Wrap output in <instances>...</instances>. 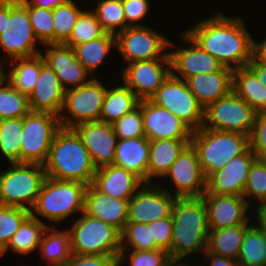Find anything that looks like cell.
Returning <instances> with one entry per match:
<instances>
[{"mask_svg": "<svg viewBox=\"0 0 266 266\" xmlns=\"http://www.w3.org/2000/svg\"><path fill=\"white\" fill-rule=\"evenodd\" d=\"M204 256V261L208 260L207 262L209 263V266H241L238 262V260H234L228 257H224V256H219L216 254H213L207 250H205L203 252ZM198 266H205V264L203 265H199Z\"/></svg>", "mask_w": 266, "mask_h": 266, "instance_id": "f5cc1de1", "label": "cell"}, {"mask_svg": "<svg viewBox=\"0 0 266 266\" xmlns=\"http://www.w3.org/2000/svg\"><path fill=\"white\" fill-rule=\"evenodd\" d=\"M19 1L28 2L31 6L52 10L57 6L64 4L67 0H19Z\"/></svg>", "mask_w": 266, "mask_h": 266, "instance_id": "11a10c76", "label": "cell"}, {"mask_svg": "<svg viewBox=\"0 0 266 266\" xmlns=\"http://www.w3.org/2000/svg\"><path fill=\"white\" fill-rule=\"evenodd\" d=\"M128 203L103 194L90 184L85 192L84 213L113 225L121 232L128 222Z\"/></svg>", "mask_w": 266, "mask_h": 266, "instance_id": "d4e9b609", "label": "cell"}, {"mask_svg": "<svg viewBox=\"0 0 266 266\" xmlns=\"http://www.w3.org/2000/svg\"><path fill=\"white\" fill-rule=\"evenodd\" d=\"M201 197L207 210L209 230L255 222L251 220L254 215H249L254 214V210L242 196L203 194Z\"/></svg>", "mask_w": 266, "mask_h": 266, "instance_id": "d6986e66", "label": "cell"}, {"mask_svg": "<svg viewBox=\"0 0 266 266\" xmlns=\"http://www.w3.org/2000/svg\"><path fill=\"white\" fill-rule=\"evenodd\" d=\"M6 26V0H0V35L5 31Z\"/></svg>", "mask_w": 266, "mask_h": 266, "instance_id": "680465c9", "label": "cell"}, {"mask_svg": "<svg viewBox=\"0 0 266 266\" xmlns=\"http://www.w3.org/2000/svg\"><path fill=\"white\" fill-rule=\"evenodd\" d=\"M173 234L171 260L182 262L207 249L209 227L202 197L176 198L171 214Z\"/></svg>", "mask_w": 266, "mask_h": 266, "instance_id": "7a4b0ae2", "label": "cell"}, {"mask_svg": "<svg viewBox=\"0 0 266 266\" xmlns=\"http://www.w3.org/2000/svg\"><path fill=\"white\" fill-rule=\"evenodd\" d=\"M243 197L253 210L266 206V166L260 159L251 165Z\"/></svg>", "mask_w": 266, "mask_h": 266, "instance_id": "60d3db41", "label": "cell"}, {"mask_svg": "<svg viewBox=\"0 0 266 266\" xmlns=\"http://www.w3.org/2000/svg\"><path fill=\"white\" fill-rule=\"evenodd\" d=\"M232 90L257 113L266 112V88L247 66L233 70Z\"/></svg>", "mask_w": 266, "mask_h": 266, "instance_id": "1f68e13d", "label": "cell"}, {"mask_svg": "<svg viewBox=\"0 0 266 266\" xmlns=\"http://www.w3.org/2000/svg\"><path fill=\"white\" fill-rule=\"evenodd\" d=\"M112 49H116V36L111 33L73 47L76 58L91 75L104 64Z\"/></svg>", "mask_w": 266, "mask_h": 266, "instance_id": "e575fe53", "label": "cell"}, {"mask_svg": "<svg viewBox=\"0 0 266 266\" xmlns=\"http://www.w3.org/2000/svg\"><path fill=\"white\" fill-rule=\"evenodd\" d=\"M65 90L58 76L47 65L41 66L39 78L28 96L31 112H49L60 115L64 103Z\"/></svg>", "mask_w": 266, "mask_h": 266, "instance_id": "cb8c5ba5", "label": "cell"}, {"mask_svg": "<svg viewBox=\"0 0 266 266\" xmlns=\"http://www.w3.org/2000/svg\"><path fill=\"white\" fill-rule=\"evenodd\" d=\"M46 177L41 164L11 163L0 171V205L31 210Z\"/></svg>", "mask_w": 266, "mask_h": 266, "instance_id": "52a82bcc", "label": "cell"}, {"mask_svg": "<svg viewBox=\"0 0 266 266\" xmlns=\"http://www.w3.org/2000/svg\"><path fill=\"white\" fill-rule=\"evenodd\" d=\"M42 46L34 35L27 8L19 0H6V26L0 35V48L5 59L39 55Z\"/></svg>", "mask_w": 266, "mask_h": 266, "instance_id": "ba28073f", "label": "cell"}, {"mask_svg": "<svg viewBox=\"0 0 266 266\" xmlns=\"http://www.w3.org/2000/svg\"><path fill=\"white\" fill-rule=\"evenodd\" d=\"M245 23L240 16L229 17L219 10L184 32L225 67L234 70L246 67L252 60L253 36Z\"/></svg>", "mask_w": 266, "mask_h": 266, "instance_id": "6da1fadb", "label": "cell"}, {"mask_svg": "<svg viewBox=\"0 0 266 266\" xmlns=\"http://www.w3.org/2000/svg\"><path fill=\"white\" fill-rule=\"evenodd\" d=\"M123 83L140 100L149 99L171 74L170 59H153L126 64L119 72Z\"/></svg>", "mask_w": 266, "mask_h": 266, "instance_id": "e0dca14e", "label": "cell"}, {"mask_svg": "<svg viewBox=\"0 0 266 266\" xmlns=\"http://www.w3.org/2000/svg\"><path fill=\"white\" fill-rule=\"evenodd\" d=\"M163 178L173 183L166 191L177 198L201 197L206 192V177L191 144L181 152Z\"/></svg>", "mask_w": 266, "mask_h": 266, "instance_id": "9a60e30c", "label": "cell"}, {"mask_svg": "<svg viewBox=\"0 0 266 266\" xmlns=\"http://www.w3.org/2000/svg\"><path fill=\"white\" fill-rule=\"evenodd\" d=\"M106 31L95 14L87 8L80 14L69 39L64 43L72 48L78 44L102 37Z\"/></svg>", "mask_w": 266, "mask_h": 266, "instance_id": "7bdbcfd3", "label": "cell"}, {"mask_svg": "<svg viewBox=\"0 0 266 266\" xmlns=\"http://www.w3.org/2000/svg\"><path fill=\"white\" fill-rule=\"evenodd\" d=\"M30 216V210L0 205V245L6 249L21 224Z\"/></svg>", "mask_w": 266, "mask_h": 266, "instance_id": "f6af8a7d", "label": "cell"}, {"mask_svg": "<svg viewBox=\"0 0 266 266\" xmlns=\"http://www.w3.org/2000/svg\"><path fill=\"white\" fill-rule=\"evenodd\" d=\"M23 117L0 120V152L11 163H21Z\"/></svg>", "mask_w": 266, "mask_h": 266, "instance_id": "8d00e7d4", "label": "cell"}, {"mask_svg": "<svg viewBox=\"0 0 266 266\" xmlns=\"http://www.w3.org/2000/svg\"><path fill=\"white\" fill-rule=\"evenodd\" d=\"M54 226L49 225L45 230L38 251L48 265L62 266L72 256L69 230Z\"/></svg>", "mask_w": 266, "mask_h": 266, "instance_id": "d6a6232c", "label": "cell"}, {"mask_svg": "<svg viewBox=\"0 0 266 266\" xmlns=\"http://www.w3.org/2000/svg\"><path fill=\"white\" fill-rule=\"evenodd\" d=\"M252 58L261 65H266V38L257 42L253 38Z\"/></svg>", "mask_w": 266, "mask_h": 266, "instance_id": "db71d44e", "label": "cell"}, {"mask_svg": "<svg viewBox=\"0 0 266 266\" xmlns=\"http://www.w3.org/2000/svg\"><path fill=\"white\" fill-rule=\"evenodd\" d=\"M191 140L159 139L150 141L149 161L147 169V183L156 177L162 180L181 152L190 144ZM162 177V178H161Z\"/></svg>", "mask_w": 266, "mask_h": 266, "instance_id": "83f0119b", "label": "cell"}, {"mask_svg": "<svg viewBox=\"0 0 266 266\" xmlns=\"http://www.w3.org/2000/svg\"><path fill=\"white\" fill-rule=\"evenodd\" d=\"M30 112L29 98L5 80L0 84V120L24 117Z\"/></svg>", "mask_w": 266, "mask_h": 266, "instance_id": "ab89813d", "label": "cell"}, {"mask_svg": "<svg viewBox=\"0 0 266 266\" xmlns=\"http://www.w3.org/2000/svg\"><path fill=\"white\" fill-rule=\"evenodd\" d=\"M254 223L251 222L224 229L209 230L206 250L219 256L237 260L244 236Z\"/></svg>", "mask_w": 266, "mask_h": 266, "instance_id": "f546056e", "label": "cell"}, {"mask_svg": "<svg viewBox=\"0 0 266 266\" xmlns=\"http://www.w3.org/2000/svg\"><path fill=\"white\" fill-rule=\"evenodd\" d=\"M106 90V84L93 77L88 83L65 91L59 115L61 127L73 128L83 122L100 121Z\"/></svg>", "mask_w": 266, "mask_h": 266, "instance_id": "9c48e42d", "label": "cell"}, {"mask_svg": "<svg viewBox=\"0 0 266 266\" xmlns=\"http://www.w3.org/2000/svg\"><path fill=\"white\" fill-rule=\"evenodd\" d=\"M150 140L147 137L118 139L114 163L147 183Z\"/></svg>", "mask_w": 266, "mask_h": 266, "instance_id": "4316f807", "label": "cell"}, {"mask_svg": "<svg viewBox=\"0 0 266 266\" xmlns=\"http://www.w3.org/2000/svg\"><path fill=\"white\" fill-rule=\"evenodd\" d=\"M181 41L187 46L179 47L176 42H169L171 62V74L176 78L186 80L198 74H207L220 71L224 65L211 54L203 50L188 34L181 31L179 34ZM187 47V48H186Z\"/></svg>", "mask_w": 266, "mask_h": 266, "instance_id": "5bb4252c", "label": "cell"}, {"mask_svg": "<svg viewBox=\"0 0 266 266\" xmlns=\"http://www.w3.org/2000/svg\"><path fill=\"white\" fill-rule=\"evenodd\" d=\"M256 159L251 148L232 158L223 168L214 171L206 178V192L204 194L243 197L249 170Z\"/></svg>", "mask_w": 266, "mask_h": 266, "instance_id": "ac0fdd59", "label": "cell"}, {"mask_svg": "<svg viewBox=\"0 0 266 266\" xmlns=\"http://www.w3.org/2000/svg\"><path fill=\"white\" fill-rule=\"evenodd\" d=\"M69 229L71 252L76 255L118 257L121 232L113 225L82 212Z\"/></svg>", "mask_w": 266, "mask_h": 266, "instance_id": "8992f818", "label": "cell"}, {"mask_svg": "<svg viewBox=\"0 0 266 266\" xmlns=\"http://www.w3.org/2000/svg\"><path fill=\"white\" fill-rule=\"evenodd\" d=\"M250 148L256 158H266V112L256 114L254 127L250 135Z\"/></svg>", "mask_w": 266, "mask_h": 266, "instance_id": "f907efd6", "label": "cell"}, {"mask_svg": "<svg viewBox=\"0 0 266 266\" xmlns=\"http://www.w3.org/2000/svg\"><path fill=\"white\" fill-rule=\"evenodd\" d=\"M185 81L191 93L205 108L232 91L233 69L224 66L220 71L198 74Z\"/></svg>", "mask_w": 266, "mask_h": 266, "instance_id": "484cf974", "label": "cell"}, {"mask_svg": "<svg viewBox=\"0 0 266 266\" xmlns=\"http://www.w3.org/2000/svg\"><path fill=\"white\" fill-rule=\"evenodd\" d=\"M116 49L124 65L153 59H170L169 42L151 26L127 27L116 35Z\"/></svg>", "mask_w": 266, "mask_h": 266, "instance_id": "7c38bea8", "label": "cell"}, {"mask_svg": "<svg viewBox=\"0 0 266 266\" xmlns=\"http://www.w3.org/2000/svg\"><path fill=\"white\" fill-rule=\"evenodd\" d=\"M87 184L77 181H61L46 177L30 215L45 217L53 224L63 223L68 217L84 212ZM39 215V216H38ZM63 220V221H62Z\"/></svg>", "mask_w": 266, "mask_h": 266, "instance_id": "5b68a950", "label": "cell"}, {"mask_svg": "<svg viewBox=\"0 0 266 266\" xmlns=\"http://www.w3.org/2000/svg\"><path fill=\"white\" fill-rule=\"evenodd\" d=\"M127 252H129L128 255ZM125 261L129 263V266H171L174 263L169 253L162 249L151 251L120 250L117 258L118 266H121Z\"/></svg>", "mask_w": 266, "mask_h": 266, "instance_id": "bcb514c9", "label": "cell"}, {"mask_svg": "<svg viewBox=\"0 0 266 266\" xmlns=\"http://www.w3.org/2000/svg\"><path fill=\"white\" fill-rule=\"evenodd\" d=\"M28 11L30 23L35 37L43 46L54 44V18L50 9L31 6L28 2H21Z\"/></svg>", "mask_w": 266, "mask_h": 266, "instance_id": "ee69618b", "label": "cell"}, {"mask_svg": "<svg viewBox=\"0 0 266 266\" xmlns=\"http://www.w3.org/2000/svg\"><path fill=\"white\" fill-rule=\"evenodd\" d=\"M254 215L255 222H257V224L266 234V206L258 207L256 210H254Z\"/></svg>", "mask_w": 266, "mask_h": 266, "instance_id": "6f0895ef", "label": "cell"}, {"mask_svg": "<svg viewBox=\"0 0 266 266\" xmlns=\"http://www.w3.org/2000/svg\"><path fill=\"white\" fill-rule=\"evenodd\" d=\"M91 185L103 194L129 201L144 182L123 167L111 164L96 169Z\"/></svg>", "mask_w": 266, "mask_h": 266, "instance_id": "603a6c76", "label": "cell"}, {"mask_svg": "<svg viewBox=\"0 0 266 266\" xmlns=\"http://www.w3.org/2000/svg\"><path fill=\"white\" fill-rule=\"evenodd\" d=\"M77 5V1L67 0L64 4L52 9L54 18V44L65 43L77 22L78 17L84 11Z\"/></svg>", "mask_w": 266, "mask_h": 266, "instance_id": "f35d334b", "label": "cell"}, {"mask_svg": "<svg viewBox=\"0 0 266 266\" xmlns=\"http://www.w3.org/2000/svg\"><path fill=\"white\" fill-rule=\"evenodd\" d=\"M60 128L59 116L53 113L30 111L25 115L21 135V163L43 165Z\"/></svg>", "mask_w": 266, "mask_h": 266, "instance_id": "30bf717a", "label": "cell"}, {"mask_svg": "<svg viewBox=\"0 0 266 266\" xmlns=\"http://www.w3.org/2000/svg\"><path fill=\"white\" fill-rule=\"evenodd\" d=\"M237 260L241 266H266V234L257 223L247 230Z\"/></svg>", "mask_w": 266, "mask_h": 266, "instance_id": "d590c367", "label": "cell"}, {"mask_svg": "<svg viewBox=\"0 0 266 266\" xmlns=\"http://www.w3.org/2000/svg\"><path fill=\"white\" fill-rule=\"evenodd\" d=\"M247 67L257 76L262 85L266 88V65L258 64L252 58Z\"/></svg>", "mask_w": 266, "mask_h": 266, "instance_id": "9f6ffc18", "label": "cell"}, {"mask_svg": "<svg viewBox=\"0 0 266 266\" xmlns=\"http://www.w3.org/2000/svg\"><path fill=\"white\" fill-rule=\"evenodd\" d=\"M162 183H144L128 203V222L149 224L170 217L176 196Z\"/></svg>", "mask_w": 266, "mask_h": 266, "instance_id": "2e32d148", "label": "cell"}, {"mask_svg": "<svg viewBox=\"0 0 266 266\" xmlns=\"http://www.w3.org/2000/svg\"><path fill=\"white\" fill-rule=\"evenodd\" d=\"M117 258L104 255L72 254L62 266H118Z\"/></svg>", "mask_w": 266, "mask_h": 266, "instance_id": "816d5d0a", "label": "cell"}, {"mask_svg": "<svg viewBox=\"0 0 266 266\" xmlns=\"http://www.w3.org/2000/svg\"><path fill=\"white\" fill-rule=\"evenodd\" d=\"M257 159H260L264 162L265 166H266V158H257Z\"/></svg>", "mask_w": 266, "mask_h": 266, "instance_id": "be15d7a7", "label": "cell"}, {"mask_svg": "<svg viewBox=\"0 0 266 266\" xmlns=\"http://www.w3.org/2000/svg\"><path fill=\"white\" fill-rule=\"evenodd\" d=\"M96 2V7L90 10L95 14L106 33L116 35L126 28L122 0H97Z\"/></svg>", "mask_w": 266, "mask_h": 266, "instance_id": "74e56055", "label": "cell"}, {"mask_svg": "<svg viewBox=\"0 0 266 266\" xmlns=\"http://www.w3.org/2000/svg\"><path fill=\"white\" fill-rule=\"evenodd\" d=\"M42 56L36 55L29 58H16L9 61V71L6 80L23 94L29 96L39 78L41 66L44 64Z\"/></svg>", "mask_w": 266, "mask_h": 266, "instance_id": "4dcf8cb0", "label": "cell"}, {"mask_svg": "<svg viewBox=\"0 0 266 266\" xmlns=\"http://www.w3.org/2000/svg\"><path fill=\"white\" fill-rule=\"evenodd\" d=\"M257 112L233 90L204 108L203 128L250 136Z\"/></svg>", "mask_w": 266, "mask_h": 266, "instance_id": "8fae6325", "label": "cell"}, {"mask_svg": "<svg viewBox=\"0 0 266 266\" xmlns=\"http://www.w3.org/2000/svg\"><path fill=\"white\" fill-rule=\"evenodd\" d=\"M124 13L126 16V28L135 26H145L142 20L150 12V0H122Z\"/></svg>", "mask_w": 266, "mask_h": 266, "instance_id": "681fc988", "label": "cell"}, {"mask_svg": "<svg viewBox=\"0 0 266 266\" xmlns=\"http://www.w3.org/2000/svg\"><path fill=\"white\" fill-rule=\"evenodd\" d=\"M140 99L124 83L107 87L103 99L100 121L113 124L138 107Z\"/></svg>", "mask_w": 266, "mask_h": 266, "instance_id": "f1b7e54d", "label": "cell"}, {"mask_svg": "<svg viewBox=\"0 0 266 266\" xmlns=\"http://www.w3.org/2000/svg\"><path fill=\"white\" fill-rule=\"evenodd\" d=\"M149 100L157 106L166 108L193 131L203 125L204 107L197 101L183 79L170 74Z\"/></svg>", "mask_w": 266, "mask_h": 266, "instance_id": "4fadbf2b", "label": "cell"}, {"mask_svg": "<svg viewBox=\"0 0 266 266\" xmlns=\"http://www.w3.org/2000/svg\"><path fill=\"white\" fill-rule=\"evenodd\" d=\"M112 125L118 139L145 137L142 110L139 106Z\"/></svg>", "mask_w": 266, "mask_h": 266, "instance_id": "7dc6e473", "label": "cell"}, {"mask_svg": "<svg viewBox=\"0 0 266 266\" xmlns=\"http://www.w3.org/2000/svg\"><path fill=\"white\" fill-rule=\"evenodd\" d=\"M190 144L196 150L204 176L223 168L250 148V136L201 127L193 131Z\"/></svg>", "mask_w": 266, "mask_h": 266, "instance_id": "277c9868", "label": "cell"}, {"mask_svg": "<svg viewBox=\"0 0 266 266\" xmlns=\"http://www.w3.org/2000/svg\"><path fill=\"white\" fill-rule=\"evenodd\" d=\"M120 234L121 250L151 251L159 249L152 238L151 227L148 224L127 222Z\"/></svg>", "mask_w": 266, "mask_h": 266, "instance_id": "b9f144b4", "label": "cell"}, {"mask_svg": "<svg viewBox=\"0 0 266 266\" xmlns=\"http://www.w3.org/2000/svg\"><path fill=\"white\" fill-rule=\"evenodd\" d=\"M40 55L54 73L65 91L88 83L95 75H91L78 61L71 46L64 43L46 44ZM90 76V77H89Z\"/></svg>", "mask_w": 266, "mask_h": 266, "instance_id": "ffe728a7", "label": "cell"}, {"mask_svg": "<svg viewBox=\"0 0 266 266\" xmlns=\"http://www.w3.org/2000/svg\"><path fill=\"white\" fill-rule=\"evenodd\" d=\"M73 129L88 149L96 168L114 163L118 137L111 123L83 122Z\"/></svg>", "mask_w": 266, "mask_h": 266, "instance_id": "7402d4cb", "label": "cell"}, {"mask_svg": "<svg viewBox=\"0 0 266 266\" xmlns=\"http://www.w3.org/2000/svg\"><path fill=\"white\" fill-rule=\"evenodd\" d=\"M43 167L49 178L87 185L92 183L97 169L76 131L65 127L57 131Z\"/></svg>", "mask_w": 266, "mask_h": 266, "instance_id": "3957f363", "label": "cell"}, {"mask_svg": "<svg viewBox=\"0 0 266 266\" xmlns=\"http://www.w3.org/2000/svg\"><path fill=\"white\" fill-rule=\"evenodd\" d=\"M197 264L198 263H196V265H194V264L191 263V265H190V263L186 264L185 262H174L171 266H198Z\"/></svg>", "mask_w": 266, "mask_h": 266, "instance_id": "94428289", "label": "cell"}, {"mask_svg": "<svg viewBox=\"0 0 266 266\" xmlns=\"http://www.w3.org/2000/svg\"><path fill=\"white\" fill-rule=\"evenodd\" d=\"M5 254V248L0 245V258H2Z\"/></svg>", "mask_w": 266, "mask_h": 266, "instance_id": "6125c7cd", "label": "cell"}, {"mask_svg": "<svg viewBox=\"0 0 266 266\" xmlns=\"http://www.w3.org/2000/svg\"><path fill=\"white\" fill-rule=\"evenodd\" d=\"M5 63L8 62H2L0 61V84L3 83L6 80V74H7V69L5 68ZM6 69V70H3Z\"/></svg>", "mask_w": 266, "mask_h": 266, "instance_id": "91938a15", "label": "cell"}, {"mask_svg": "<svg viewBox=\"0 0 266 266\" xmlns=\"http://www.w3.org/2000/svg\"><path fill=\"white\" fill-rule=\"evenodd\" d=\"M40 218H33L31 215L21 224L19 229L13 235L5 253H16L17 256H27L29 253L39 250L43 234L48 228Z\"/></svg>", "mask_w": 266, "mask_h": 266, "instance_id": "836d02e7", "label": "cell"}, {"mask_svg": "<svg viewBox=\"0 0 266 266\" xmlns=\"http://www.w3.org/2000/svg\"><path fill=\"white\" fill-rule=\"evenodd\" d=\"M145 137L150 141L159 139L191 140L193 130L166 108L152 103L149 99L140 100Z\"/></svg>", "mask_w": 266, "mask_h": 266, "instance_id": "44dd1931", "label": "cell"}, {"mask_svg": "<svg viewBox=\"0 0 266 266\" xmlns=\"http://www.w3.org/2000/svg\"><path fill=\"white\" fill-rule=\"evenodd\" d=\"M152 238L159 249L166 250L171 258V243L173 234L172 217H167L150 222Z\"/></svg>", "mask_w": 266, "mask_h": 266, "instance_id": "c3c4849f", "label": "cell"}]
</instances>
